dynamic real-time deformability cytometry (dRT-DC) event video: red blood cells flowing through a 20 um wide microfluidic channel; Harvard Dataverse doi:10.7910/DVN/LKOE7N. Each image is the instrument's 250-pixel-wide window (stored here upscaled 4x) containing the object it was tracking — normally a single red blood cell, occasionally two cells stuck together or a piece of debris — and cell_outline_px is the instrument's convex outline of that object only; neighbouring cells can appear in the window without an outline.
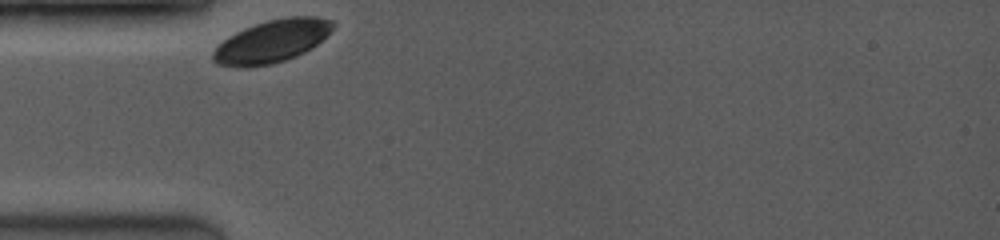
{"species": "common noctule bat (a hibernating species)", "species_latin": "Nyctalus noctula", "temperature_condition": "room temperature", "stored_images_in_passage": 42, "camera_frame_rate_fps": 3500, "um_per_image_px": 0.085, "animal": {"sex": "female", "body_mass_g": 19.0, "forearm_length_mm": 53.3}, "frame": {"image": 1, "passage_image": 1, "time_ms": 0.0, "image_size_px": [1000, 240], "cell_outline_px": [[336, 24], [312, 48], [296, 56], [272, 64], [244, 68], [236, 68], [216, 64], [212, 60], [212, 52], [228, 36], [244, 28], [268, 20], [284, 16], [316, 16], [332, 20]], "centroid_in_image_um": [23.08, 3.51], "position_along_channel_um": 61.9, "area_um2": 29.82}}
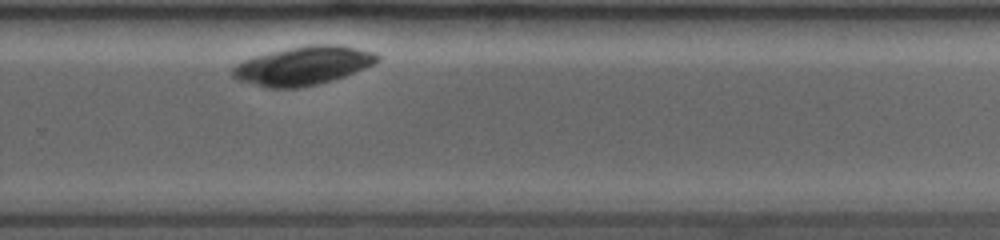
{"frame": {"image": 2, "passage_image": 31, "time_ms": 6.857, "image_size_px": [1000, 240], "cell_outline_px": [[380, 60], [364, 68], [344, 76], [332, 80], [300, 88], [268, 88], [236, 80], [232, 76], [232, 68], [236, 64], [244, 60], [256, 56], [288, 48], [312, 44], [344, 44], [376, 52], [380, 56]], "centroid_in_image_um": [25.79, 5.57], "position_along_channel_um": 304.0, "area_um2": 32.66}}
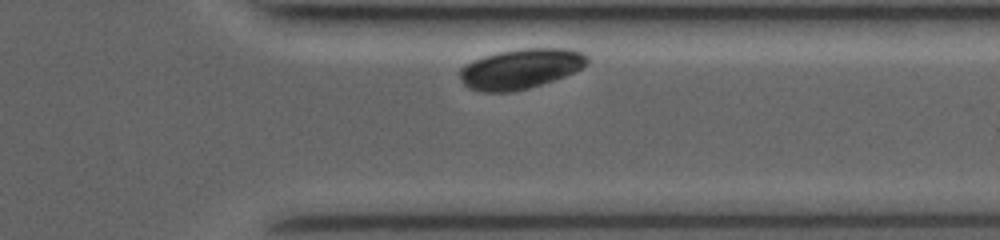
{"frame": {"image": 3, "passage_image": 38, "time_ms": 8.571, "image_size_px": [1000, 240], "cell_outline_px": [[588, 60], [580, 68], [564, 76], [528, 88], [512, 92], [484, 92], [468, 88], [460, 80], [456, 72], [464, 64], [472, 60], [484, 56], [500, 52], [520, 48], [572, 48], [584, 52], [588, 56]], "centroid_in_image_um": [44.19, 5.83], "position_along_channel_um": 367.2, "area_um2": 29.88}}